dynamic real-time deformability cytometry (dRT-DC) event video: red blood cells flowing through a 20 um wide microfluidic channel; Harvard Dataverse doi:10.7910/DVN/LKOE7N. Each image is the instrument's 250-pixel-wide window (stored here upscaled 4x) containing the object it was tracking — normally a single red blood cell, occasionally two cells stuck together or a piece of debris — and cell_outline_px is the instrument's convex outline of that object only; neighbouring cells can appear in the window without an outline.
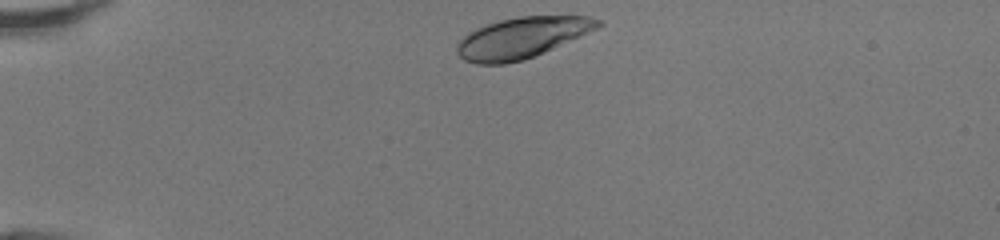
{"species": "human", "species_latin": "Homo sapiens", "temperature_condition": "room temperature", "stored_images_in_passage": 32, "camera_frame_rate_fps": 3000, "um_per_image_px": 0.085, "donor": {"sex": "female"}, "frame": {"image": 1, "passage_image": 1, "time_ms": 0.0, "image_size_px": [1000, 240], "cell_outline_px": [[604, 24], [596, 28], [544, 52], [524, 60], [504, 64], [476, 64], [464, 60], [456, 52], [456, 44], [468, 32], [476, 28], [500, 20], [520, 16], [588, 16], [604, 20]], "centroid_in_image_um": [44.33, 3.21], "position_along_channel_um": 40.7, "area_um2": 33.41}}
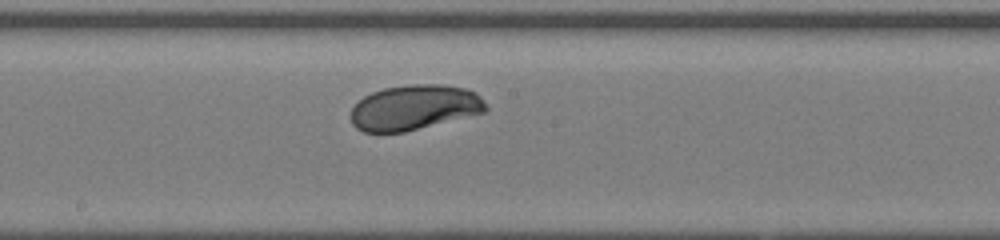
{"frame": {"image": 2, "passage_image": 17, "time_ms": 5.333, "image_size_px": [1000, 240], "cell_outline_px": [[488, 108], [484, 112], [404, 132], [364, 132], [356, 128], [352, 124], [352, 108], [364, 96], [372, 92], [384, 88], [408, 84], [444, 84], [468, 88], [476, 92], [484, 100]], "centroid_in_image_um": [35.24, 9.12], "position_along_channel_um": 213.0, "area_um2": 35.49}}
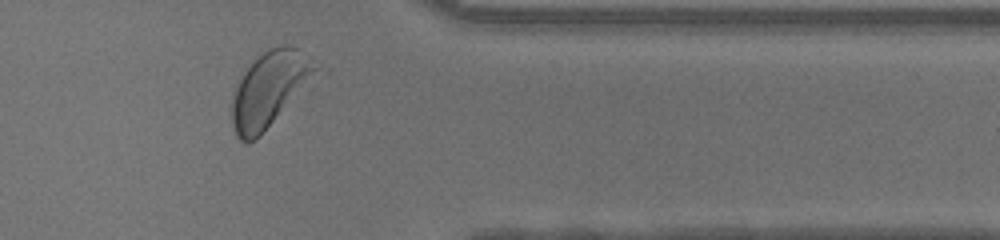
{"frame": {"image": 3, "passage_image": 30, "time_ms": 9.667, "image_size_px": [1000, 240], "cell_outline_px": [[332, 68], [328, 72], [256, 140], [240, 140], [236, 136], [232, 124], [228, 108], [232, 96], [244, 72], [256, 52], [280, 44], [288, 44], [320, 60]], "centroid_in_image_um": [23.13, 7.5], "position_along_channel_um": 388.3, "area_um2": 40.4}, "authors_computed_cell_mechanics": {"area_um2": 35.8071, "velocity_mm_per_s": 4.2107, "shape_relaxation_time_tau1_ms": 2.117, "shape_relaxation_time_tau2_ms": null, "deformation_change_tau1": 0.1435, "deformation_change_tau2": null}}